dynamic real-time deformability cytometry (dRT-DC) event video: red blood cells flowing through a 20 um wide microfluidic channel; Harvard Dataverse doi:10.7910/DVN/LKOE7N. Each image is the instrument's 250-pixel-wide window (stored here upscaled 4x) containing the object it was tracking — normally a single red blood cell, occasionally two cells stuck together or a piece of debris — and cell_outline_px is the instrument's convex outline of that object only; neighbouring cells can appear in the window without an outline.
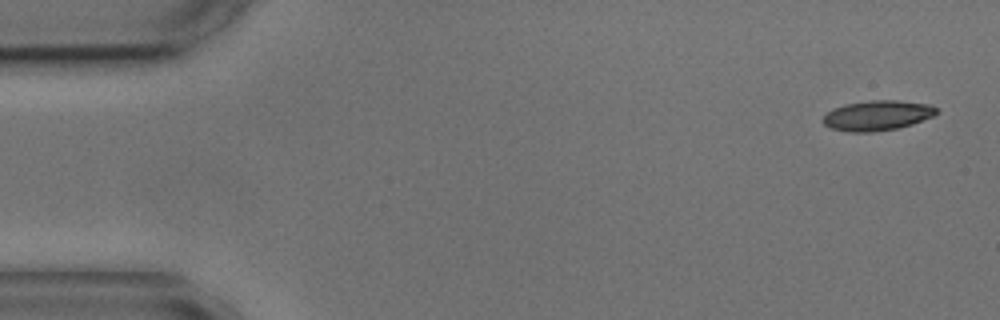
{"species": "common noctule bat (a hibernating species)", "species_latin": "Nyctalus noctula", "temperature_condition": "cold", "stored_images_in_passage": 4, "camera_frame_rate_fps": 3000, "um_per_image_px": 0.085, "animal": {"sex": "male", "body_mass_g": 17.9, "forearm_length_mm": 54.2}, "frame": {"image": 1, "passage_image": 1, "time_ms": 0.0, "image_size_px": [1000, 320], "cell_outline_px": [[940, 112], [932, 116], [912, 124], [896, 128], [872, 132], [848, 132], [832, 128], [824, 124], [820, 120], [828, 112], [836, 108], [848, 104], [872, 100], [896, 100], [928, 104], [936, 108]], "centroid_in_image_um": [74.57, 9.82], "position_along_channel_um": 10.4, "area_um2": 19.59}}